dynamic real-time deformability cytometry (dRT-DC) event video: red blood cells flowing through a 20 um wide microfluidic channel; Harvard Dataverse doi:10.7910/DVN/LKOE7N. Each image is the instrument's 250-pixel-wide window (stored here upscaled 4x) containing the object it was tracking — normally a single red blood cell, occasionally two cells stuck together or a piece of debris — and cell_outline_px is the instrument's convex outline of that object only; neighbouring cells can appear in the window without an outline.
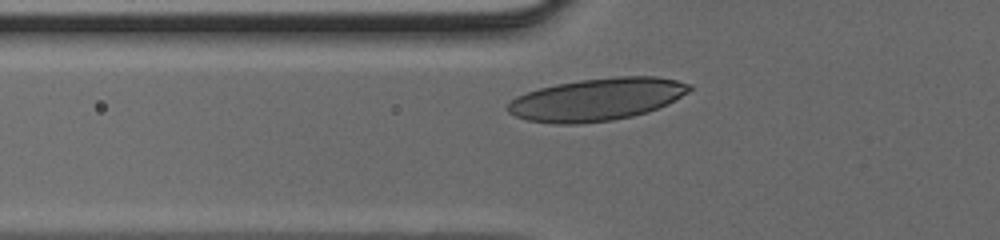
{"species": "human", "species_latin": "Homo sapiens", "temperature_condition": "cold", "stored_images_in_passage": 26, "camera_frame_rate_fps": 3000, "um_per_image_px": 0.085, "donor": {"sex": "male"}, "frame": {"image": 1, "passage_image": 3, "time_ms": 0.667, "image_size_px": [1000, 240], "cell_outline_px": [[692, 88], [688, 92], [668, 104], [648, 112], [632, 116], [612, 120], [580, 124], [552, 124], [528, 120], [516, 116], [508, 112], [508, 104], [516, 96], [540, 88], [556, 84], [580, 80], [616, 76], [656, 76], [676, 80], [692, 84]], "centroid_in_image_um": [50.76, 8.45], "position_along_channel_um": 75.0, "area_um2": 44.97}}
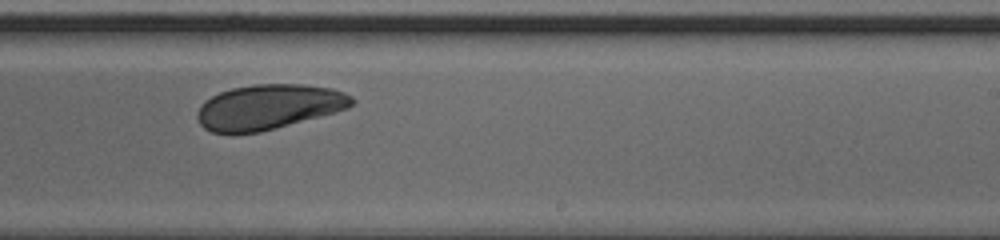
{"frame": {"image": 2, "passage_image": 16, "time_ms": 5.0, "image_size_px": [1000, 240], "cell_outline_px": [[356, 100], [348, 108], [336, 112], [276, 128], [260, 132], [212, 132], [204, 128], [200, 124], [196, 116], [196, 112], [200, 104], [204, 100], [220, 92], [232, 88], [252, 84], [300, 84], [332, 88], [344, 92], [352, 96]], "centroid_in_image_um": [22.83, 9.07], "position_along_channel_um": 266.2, "area_um2": 40.52}}
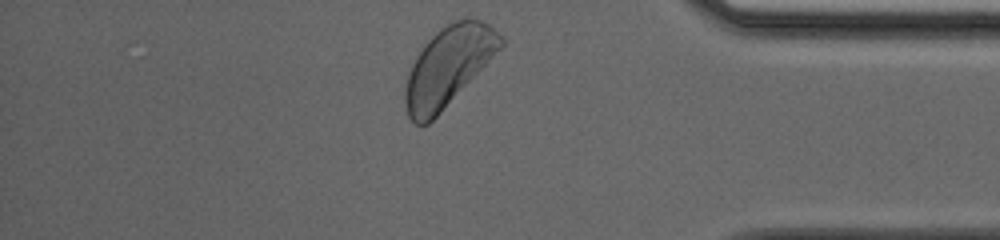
{"frame": {"image": 3, "passage_image": 26, "time_ms": 8.333, "image_size_px": [1000, 240], "cell_outline_px": [[504, 44], [440, 112], [428, 124], [416, 124], [408, 116], [404, 104], [404, 84], [408, 72], [416, 56], [428, 40], [440, 28], [464, 16], [472, 16], [484, 20], [504, 40]], "centroid_in_image_um": [38.06, 5.61], "position_along_channel_um": 397.1, "area_um2": 43.47}}